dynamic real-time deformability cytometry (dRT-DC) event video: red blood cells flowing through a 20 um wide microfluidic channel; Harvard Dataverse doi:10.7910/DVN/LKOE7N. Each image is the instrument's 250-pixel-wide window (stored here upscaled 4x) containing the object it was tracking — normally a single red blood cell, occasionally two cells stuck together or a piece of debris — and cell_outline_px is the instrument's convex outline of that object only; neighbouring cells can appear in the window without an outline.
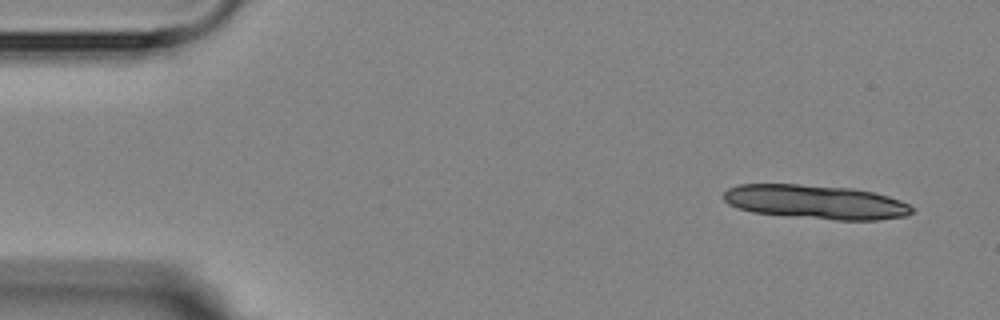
{"species": "Egyptian fruit bat (a non-hibernating species)", "species_latin": "Rousettus aegyptiacus", "temperature_condition": "room temperature", "stored_images_in_passage": 5, "camera_frame_rate_fps": 3000, "um_per_image_px": 0.085, "animal": {"sex": "female"}, "frame": {"image": 1, "passage_image": 1, "time_ms": 0.0, "image_size_px": [1000, 320], "cell_outline_px": [[912, 212], [908, 216], [876, 220], [836, 220], [752, 212], [736, 208], [728, 204], [724, 200], [724, 192], [728, 188], [740, 184], [796, 184], [852, 188], [876, 192], [900, 200], [908, 204], [912, 208]], "centroid_in_image_um": [69.34, 17.16], "position_along_channel_um": 15.7, "area_um2": 37.4}}
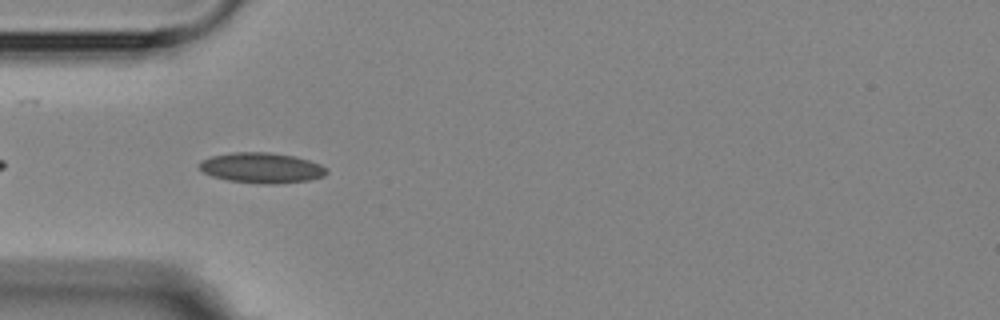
{"frame": {"image": 2, "passage_image": 4, "time_ms": 4.333, "image_size_px": [1000, 320], "cell_outline_px": [[328, 172], [324, 176], [308, 180], [276, 184], [260, 184], [228, 180], [212, 176], [204, 172], [196, 164], [200, 160], [212, 156], [232, 152], [268, 152], [296, 156], [320, 164], [328, 168]], "centroid_in_image_um": [22.23, 14.26], "position_along_channel_um": 62.8, "area_um2": 22.72}}
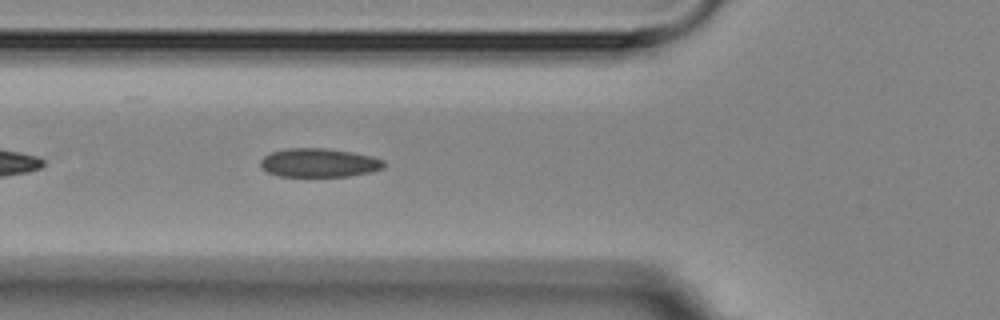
{"frame": {"image": 3, "passage_image": 5, "time_ms": 5.333, "image_size_px": [1000, 320], "cell_outline_px": [[384, 168], [368, 172], [348, 176], [276, 176], [260, 168], [260, 160], [264, 156], [272, 152], [288, 148], [324, 148], [352, 152], [372, 156], [384, 160]], "centroid_in_image_um": [27.08, 13.83], "position_along_channel_um": 98.7, "area_um2": 20.63}}